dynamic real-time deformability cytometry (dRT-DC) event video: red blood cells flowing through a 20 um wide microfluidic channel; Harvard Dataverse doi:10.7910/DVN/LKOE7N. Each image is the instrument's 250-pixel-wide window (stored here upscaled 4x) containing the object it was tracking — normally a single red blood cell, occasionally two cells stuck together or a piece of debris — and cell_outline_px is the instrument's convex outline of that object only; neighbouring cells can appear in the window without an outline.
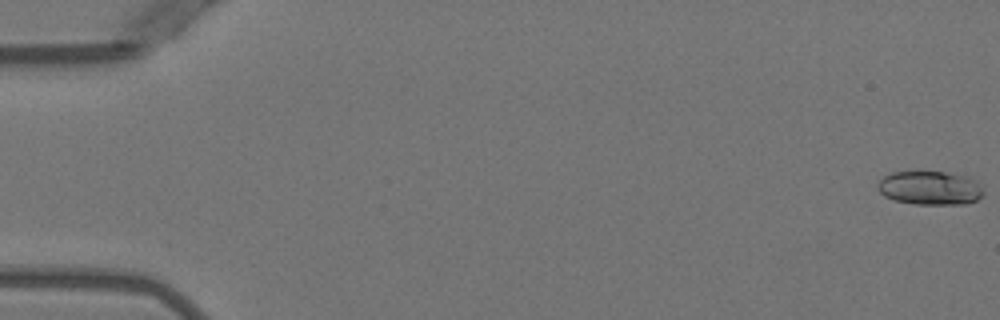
{"species": "Egyptian fruit bat (a non-hibernating species)", "species_latin": "Rousettus aegyptiacus", "temperature_condition": "warm", "stored_images_in_passage": 5, "camera_frame_rate_fps": 3000, "um_per_image_px": 0.085, "animal": {"sex": "female"}, "frame": {"image": 1, "passage_image": 1, "time_ms": 0.0, "image_size_px": [1000, 320], "cell_outline_px": [[984, 192], [976, 200], [964, 204], [912, 204], [896, 200], [884, 196], [876, 188], [876, 184], [884, 176], [892, 172], [916, 168], [944, 172], [968, 176], [980, 184]], "centroid_in_image_um": [78.99, 15.93], "position_along_channel_um": 6.0, "area_um2": 21.56}}
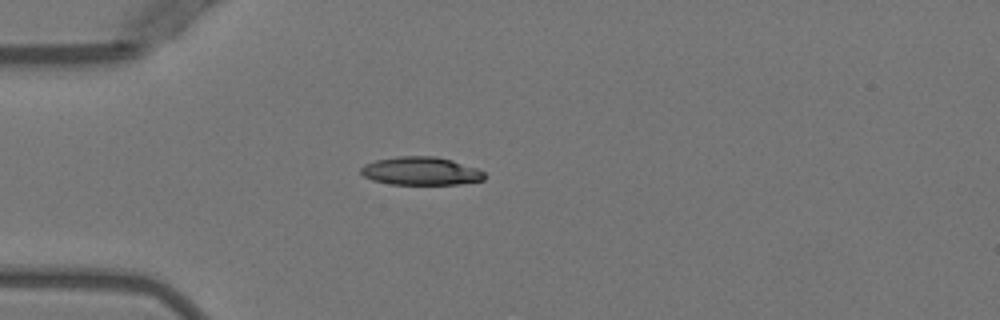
{"frame": {"image": 2, "passage_image": 5, "time_ms": 4.667, "image_size_px": [1000, 320], "cell_outline_px": [[484, 180], [460, 184], [388, 184], [372, 180], [364, 176], [360, 172], [360, 168], [364, 164], [376, 160], [396, 156], [436, 156], [452, 160], [476, 168], [484, 172]], "centroid_in_image_um": [35.75, 14.53], "position_along_channel_um": 49.3, "area_um2": 20.35}}